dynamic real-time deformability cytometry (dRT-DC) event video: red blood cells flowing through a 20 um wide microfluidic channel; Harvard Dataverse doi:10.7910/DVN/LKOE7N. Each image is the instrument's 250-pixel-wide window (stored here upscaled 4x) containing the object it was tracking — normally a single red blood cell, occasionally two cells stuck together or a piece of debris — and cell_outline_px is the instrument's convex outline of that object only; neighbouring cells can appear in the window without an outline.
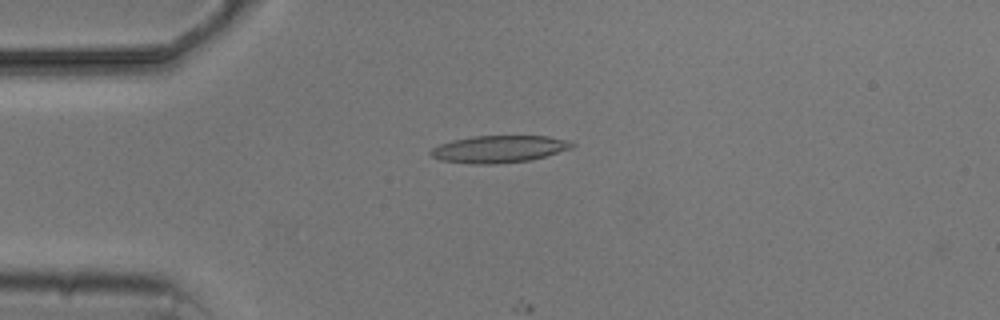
{"species": "common noctule bat (a hibernating species)", "species_latin": "Nyctalus noctula", "temperature_condition": "cold", "stored_images_in_passage": 3, "camera_frame_rate_fps": 3000, "um_per_image_px": 0.085, "animal": {"sex": "male", "body_mass_g": 20.5, "forearm_length_mm": 52.5}, "frame": {"image": 1, "passage_image": 3, "time_ms": 3.0, "image_size_px": [1000, 320], "cell_outline_px": [[576, 144], [572, 148], [532, 160], [496, 164], [472, 164], [440, 160], [432, 156], [428, 152], [432, 148], [440, 144], [452, 140], [472, 136], [548, 136], [564, 140]], "centroid_in_image_um": [42.39, 12.67], "position_along_channel_um": 42.6, "area_um2": 22.37}}